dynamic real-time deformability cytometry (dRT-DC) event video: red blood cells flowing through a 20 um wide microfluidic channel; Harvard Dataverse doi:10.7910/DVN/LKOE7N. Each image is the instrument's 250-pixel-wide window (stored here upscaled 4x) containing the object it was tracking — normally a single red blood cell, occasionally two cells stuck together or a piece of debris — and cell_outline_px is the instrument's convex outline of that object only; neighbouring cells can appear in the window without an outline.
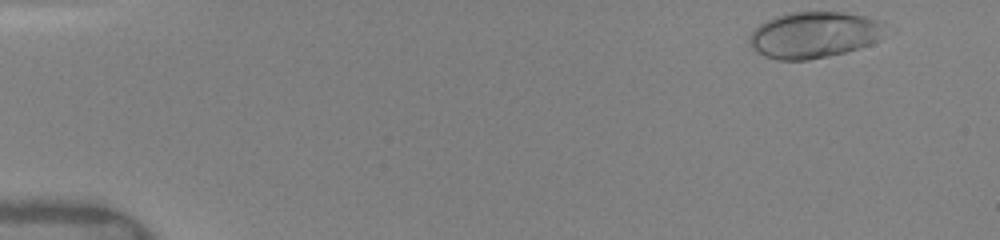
{"species": "human", "species_latin": "Homo sapiens", "temperature_condition": "warm", "stored_images_in_passage": 10, "camera_frame_rate_fps": 3000, "um_per_image_px": 0.085, "donor": {"sex": "female"}, "frame": {"image": 1, "passage_image": 1, "time_ms": 0.0, "image_size_px": [1000, 240], "cell_outline_px": [[880, 40], [860, 48], [828, 56], [808, 60], [776, 60], [764, 56], [748, 40], [752, 32], [760, 24], [776, 16], [788, 12], [840, 12], [864, 16], [880, 20]], "centroid_in_image_um": [69.17, 2.97], "position_along_channel_um": 15.8, "area_um2": 36.01}}
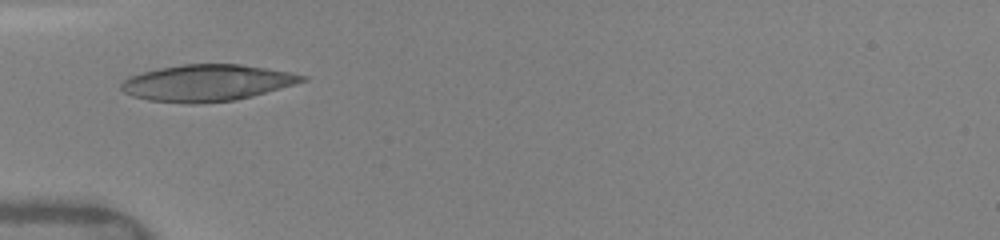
{"frame": {"image": 2, "passage_image": 9, "time_ms": 4.333, "image_size_px": [1000, 240], "cell_outline_px": [[308, 80], [252, 96], [236, 100], [196, 104], [192, 104], [148, 100], [132, 96], [124, 92], [120, 88], [120, 84], [128, 76], [160, 68], [184, 64], [240, 64], [288, 72], [308, 76]], "centroid_in_image_um": [17.57, 7.05], "position_along_channel_um": 67.4, "area_um2": 38.32}}